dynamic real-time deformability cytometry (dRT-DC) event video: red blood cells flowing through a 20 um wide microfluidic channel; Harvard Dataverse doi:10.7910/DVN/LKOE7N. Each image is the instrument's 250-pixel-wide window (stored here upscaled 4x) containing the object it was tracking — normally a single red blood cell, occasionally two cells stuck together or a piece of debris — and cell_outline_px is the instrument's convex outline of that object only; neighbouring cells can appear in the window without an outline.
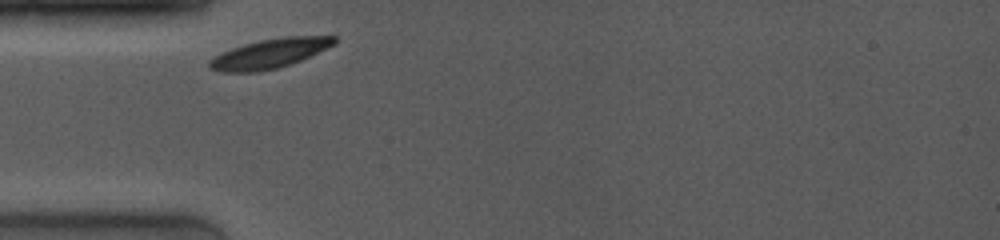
{"species": "common noctule bat (a hibernating species)", "species_latin": "Nyctalus noctula", "temperature_condition": "room temperature", "stored_images_in_passage": 32, "camera_frame_rate_fps": 4000, "um_per_image_px": 0.085, "animal": {"sex": "female", "body_mass_g": 19.0, "forearm_length_mm": 53.3}, "frame": {"image": 1, "passage_image": 1, "time_ms": 0.0, "image_size_px": [1000, 240], "cell_outline_px": [[336, 44], [300, 60], [276, 68], [256, 72], [220, 72], [208, 68], [208, 60], [232, 48], [244, 44], [260, 40], [284, 36], [336, 36]], "centroid_in_image_um": [22.91, 4.55], "position_along_channel_um": 62.1, "area_um2": 21.21}}
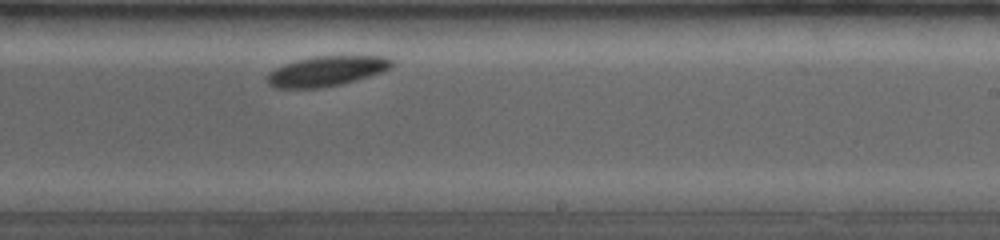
{"frame": {"image": 2, "passage_image": 19, "time_ms": 5.5, "image_size_px": [1000, 240], "cell_outline_px": [[396, 64], [380, 72], [356, 80], [340, 84], [320, 88], [276, 88], [268, 84], [268, 72], [284, 64], [296, 60], [312, 56], [384, 56], [392, 60]], "centroid_in_image_um": [27.74, 6.04], "position_along_channel_um": 261.3, "area_um2": 21.68}}
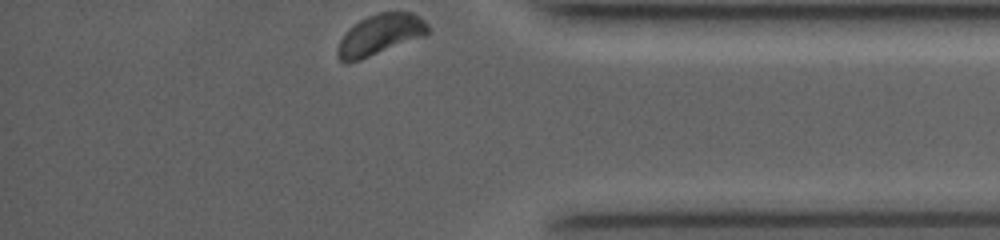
{"frame": {"image": 3, "passage_image": 32, "time_ms": 9.5, "image_size_px": [1000, 240], "cell_outline_px": [[428, 32], [424, 36], [360, 60], [340, 60], [336, 52], [336, 48], [344, 32], [348, 28], [360, 20], [376, 12], [412, 12], [420, 16], [428, 24]], "centroid_in_image_um": [32.3, 2.92], "position_along_channel_um": 402.9, "area_um2": 21.27}, "authors_computed_cell_mechanics": {"area_um2": 21.5883, "velocity_mm_per_s": 3.6654, "shape_relaxation_time_tau1_ms": 1.5404, "shape_relaxation_time_tau2_ms": null, "deformation_change_tau1": 0.0879, "deformation_change_tau2": null}}